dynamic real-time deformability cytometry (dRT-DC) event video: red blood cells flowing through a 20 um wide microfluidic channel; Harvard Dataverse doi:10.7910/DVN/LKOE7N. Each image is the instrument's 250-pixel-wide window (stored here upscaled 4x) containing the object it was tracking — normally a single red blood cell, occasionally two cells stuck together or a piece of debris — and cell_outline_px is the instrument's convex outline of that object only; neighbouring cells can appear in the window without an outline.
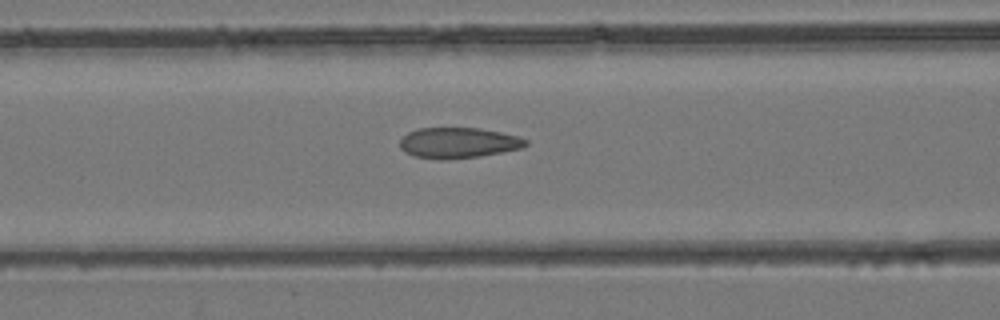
{"species": "common noctule bat (a hibernating species)", "species_latin": "Nyctalus noctula", "temperature_condition": "room temperature", "stored_images_in_passage": 37, "camera_frame_rate_fps": 3000, "um_per_image_px": 0.085, "animal": {"sex": "female", "body_mass_g": 24.6, "forearm_length_mm": 56.2}, "frame": {"image": 1, "passage_image": 11, "time_ms": 3.333, "image_size_px": [1000, 320], "cell_outline_px": [[528, 144], [520, 148], [480, 156], [444, 160], [440, 160], [416, 156], [404, 152], [400, 148], [400, 140], [408, 132], [416, 128], [480, 128], [500, 132], [516, 136], [528, 140]], "centroid_in_image_um": [38.92, 12.14], "position_along_channel_um": 127.7, "area_um2": 22.37}}
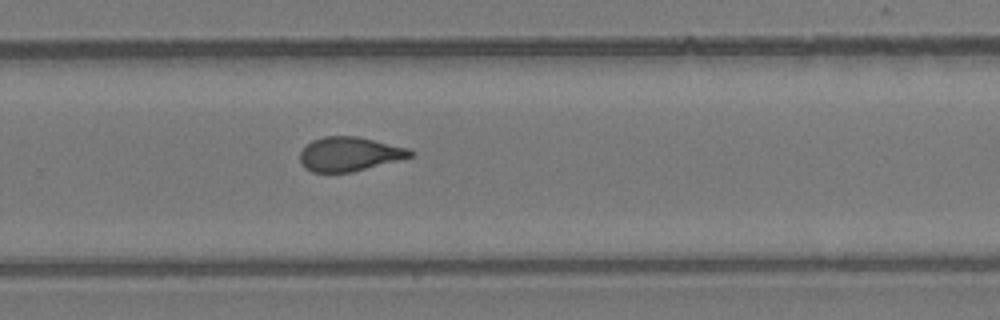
{"frame": {"image": 2, "passage_image": 22, "time_ms": 7.0, "image_size_px": [1000, 320], "cell_outline_px": [[416, 152], [412, 156], [400, 160], [352, 172], [312, 172], [304, 168], [300, 160], [300, 152], [312, 140], [324, 136], [356, 136], [408, 148]], "centroid_in_image_um": [29.7, 13.1], "position_along_channel_um": 300.1, "area_um2": 21.91}}
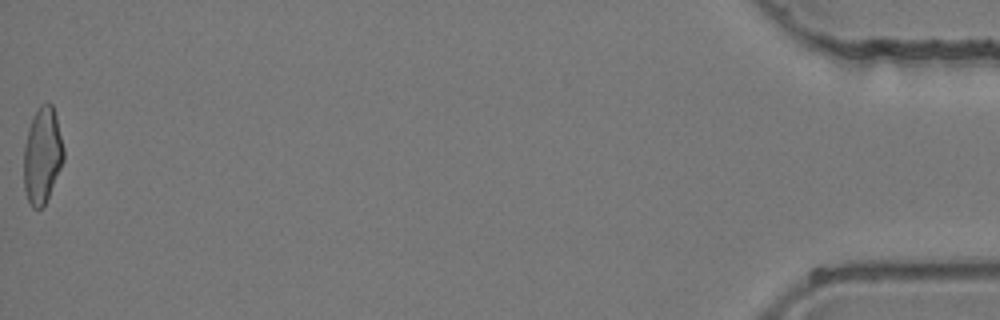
{"frame": {"image": 3, "passage_image": 37, "time_ms": 12.0, "image_size_px": [1000, 320], "cell_outline_px": [[64, 160], [48, 196], [44, 204], [40, 208], [32, 208], [28, 200], [24, 188], [24, 148], [28, 128], [32, 116], [40, 104], [52, 104], [56, 116], [64, 148]], "centroid_in_image_um": [3.59, 13.18], "position_along_channel_um": 431.6, "area_um2": 22.14}}